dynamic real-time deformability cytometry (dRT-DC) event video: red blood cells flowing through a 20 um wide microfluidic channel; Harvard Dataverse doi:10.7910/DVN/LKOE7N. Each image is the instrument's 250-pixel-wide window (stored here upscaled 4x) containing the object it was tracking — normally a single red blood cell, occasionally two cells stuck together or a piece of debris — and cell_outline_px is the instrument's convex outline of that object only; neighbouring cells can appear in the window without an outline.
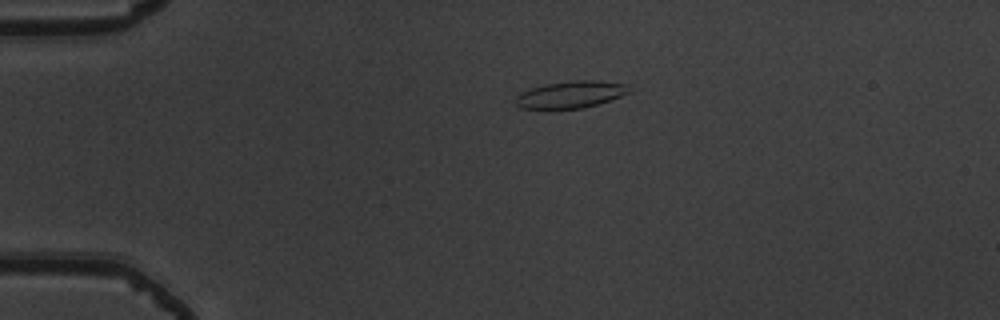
{"species": "common noctule bat (a hibernating species)", "species_latin": "Nyctalus noctula", "temperature_condition": "warm", "stored_images_in_passage": 42, "camera_frame_rate_fps": 3000, "um_per_image_px": 0.085, "animal": {"sex": "male", "body_mass_g": 19.5, "forearm_length_mm": 54.6}, "frame": {"image": 1, "passage_image": 1, "time_ms": 0.0, "image_size_px": [1000, 320], "cell_outline_px": [[632, 92], [584, 108], [520, 108], [516, 104], [516, 96], [520, 92], [544, 84], [572, 80], [596, 80], [628, 84]], "centroid_in_image_um": [48.53, 8.01], "position_along_channel_um": 36.5, "area_um2": 17.74}}
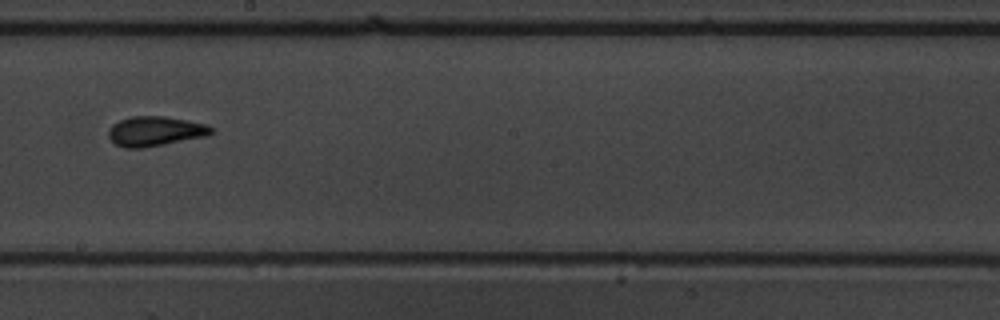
{"frame": {"image": 2, "passage_image": 20, "time_ms": 6.333, "image_size_px": [1000, 320], "cell_outline_px": [[216, 132], [204, 136], [164, 144], [140, 148], [124, 148], [116, 144], [108, 136], [108, 128], [112, 124], [120, 120], [132, 116], [164, 116], [208, 124]], "centroid_in_image_um": [13.18, 11.14], "position_along_channel_um": 235.0, "area_um2": 17.74}}
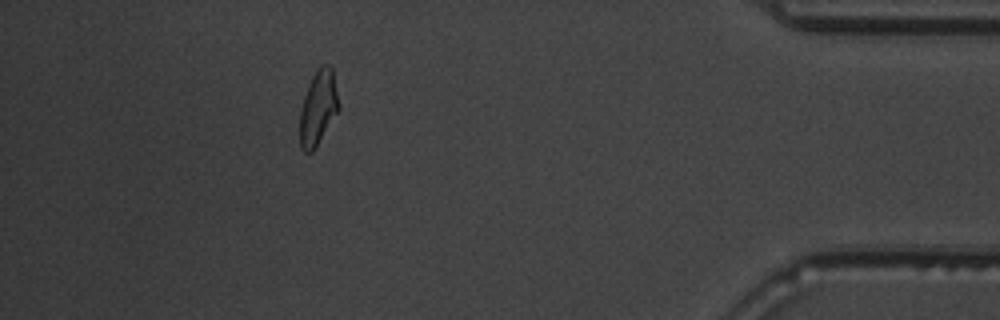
{"frame": {"image": 3, "passage_image": 37, "time_ms": 12.0, "image_size_px": [1000, 320], "cell_outline_px": [[340, 108], [312, 152], [304, 152], [300, 148], [300, 108], [308, 84], [312, 76], [320, 64], [328, 64], [332, 68], [340, 104]], "centroid_in_image_um": [27.04, 9.13], "position_along_channel_um": 408.2, "area_um2": 16.94}, "authors_computed_cell_mechanics": {"area_um2": 16.9065, "velocity_mm_per_s": 3.8663, "shape_relaxation_time_tau1_ms": 5.4112, "shape_relaxation_time_tau2_ms": 2.9627, "deformation_change_tau1": 0.1711, "deformation_change_tau2": 0.1071}}